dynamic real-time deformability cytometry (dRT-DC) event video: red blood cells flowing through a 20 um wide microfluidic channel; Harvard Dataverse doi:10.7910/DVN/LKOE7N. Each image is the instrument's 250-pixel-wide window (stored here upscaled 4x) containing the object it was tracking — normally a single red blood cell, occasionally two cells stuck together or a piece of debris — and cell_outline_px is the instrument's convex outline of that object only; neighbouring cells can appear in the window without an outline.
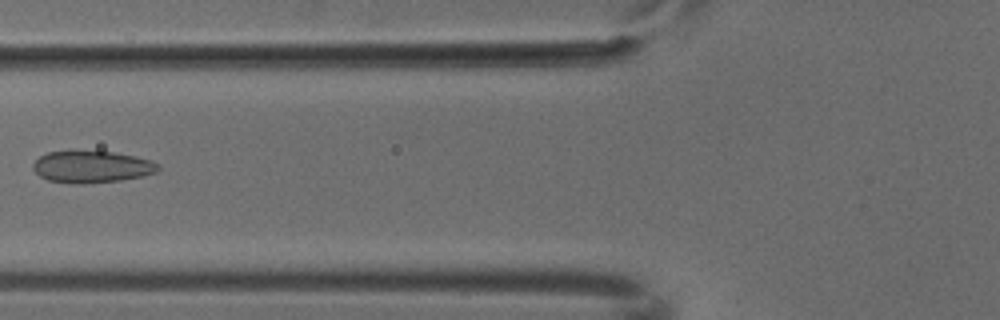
{"species": "common noctule bat (a hibernating species)", "species_latin": "Nyctalus noctula", "temperature_condition": "cold", "stored_images_in_passage": 5, "camera_frame_rate_fps": 3000, "um_per_image_px": 0.085, "animal": {"sex": "male", "body_mass_g": 18.8}, "frame": {"image": 1, "passage_image": 5, "time_ms": 1.333, "image_size_px": [1000, 320], "cell_outline_px": [[160, 168], [156, 172], [144, 176], [120, 180], [84, 184], [72, 184], [48, 180], [40, 176], [32, 168], [32, 164], [40, 156], [48, 152], [72, 148], [112, 152], [136, 156], [160, 164]], "centroid_in_image_um": [7.76, 14.14], "position_along_channel_um": 118.0, "area_um2": 23.99}}